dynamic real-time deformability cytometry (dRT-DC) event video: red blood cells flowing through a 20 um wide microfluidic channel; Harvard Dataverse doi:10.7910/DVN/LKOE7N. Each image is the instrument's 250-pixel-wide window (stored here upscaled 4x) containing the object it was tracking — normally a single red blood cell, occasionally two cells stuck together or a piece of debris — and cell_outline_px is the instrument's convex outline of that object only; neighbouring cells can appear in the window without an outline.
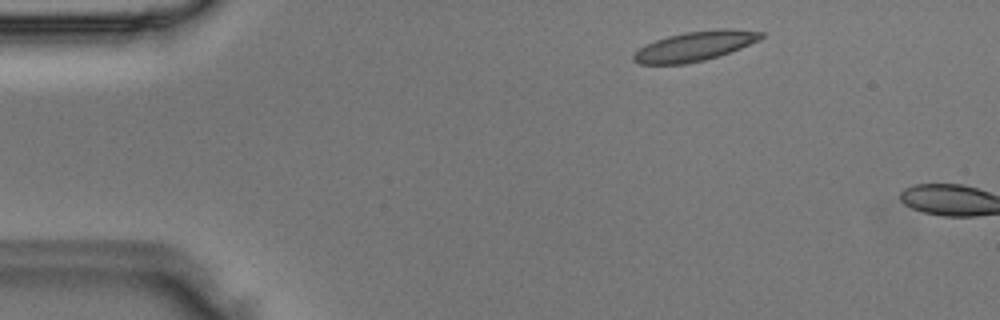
{"species": "Egyptian fruit bat (a non-hibernating species)", "species_latin": "Rousettus aegyptiacus", "temperature_condition": "room temperature", "stored_images_in_passage": 6, "camera_frame_rate_fps": 3000, "um_per_image_px": 0.085, "animal": {"sex": "male"}, "frame": {"image": 1, "passage_image": 4, "time_ms": 1.0, "image_size_px": [1000, 320], "cell_outline_px": [[764, 36], [760, 40], [740, 48], [704, 60], [684, 64], [636, 64], [632, 60], [632, 56], [644, 44], [668, 36], [684, 32], [724, 28], [732, 28], [764, 32]], "centroid_in_image_um": [59.05, 3.91], "position_along_channel_um": 25.9, "area_um2": 22.02}}